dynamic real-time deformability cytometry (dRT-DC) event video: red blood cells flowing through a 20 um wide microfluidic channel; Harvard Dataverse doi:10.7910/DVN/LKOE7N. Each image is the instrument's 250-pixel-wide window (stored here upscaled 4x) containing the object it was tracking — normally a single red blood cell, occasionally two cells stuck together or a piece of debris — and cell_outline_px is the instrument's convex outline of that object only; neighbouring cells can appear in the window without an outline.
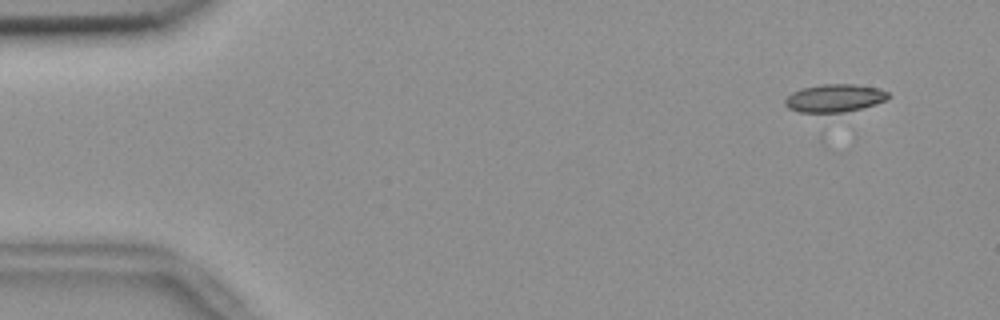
{"species": "common noctule bat (a hibernating species)", "species_latin": "Nyctalus noctula", "temperature_condition": "room temperature", "stored_images_in_passage": 38, "camera_frame_rate_fps": 3000, "um_per_image_px": 0.085, "animal": {"sex": "female", "body_mass_g": 18.4}, "frame": {"image": 1, "passage_image": 4, "time_ms": 1.0, "image_size_px": [1000, 320], "cell_outline_px": [[888, 96], [884, 100], [876, 104], [844, 112], [800, 112], [788, 108], [784, 104], [784, 100], [792, 92], [800, 88], [820, 84], [852, 84], [880, 88], [888, 92]], "centroid_in_image_um": [70.9, 8.33], "position_along_channel_um": 14.1, "area_um2": 16.7}}